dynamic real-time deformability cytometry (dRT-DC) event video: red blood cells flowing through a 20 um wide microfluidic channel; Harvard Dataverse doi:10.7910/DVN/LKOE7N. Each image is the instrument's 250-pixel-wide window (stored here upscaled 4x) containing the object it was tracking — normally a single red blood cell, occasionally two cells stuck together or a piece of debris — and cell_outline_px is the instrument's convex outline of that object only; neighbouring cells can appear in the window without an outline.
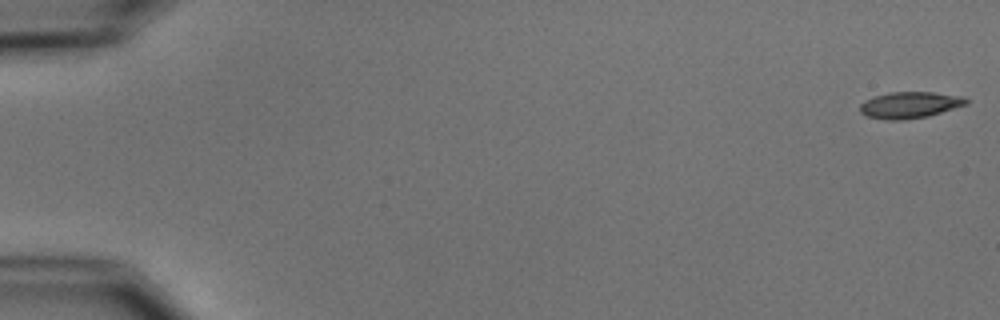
{"species": "common noctule bat (a hibernating species)", "species_latin": "Nyctalus noctula", "temperature_condition": "cold", "stored_images_in_passage": 6, "camera_frame_rate_fps": 3000, "um_per_image_px": 0.085, "animal": {"sex": "male", "body_mass_g": 15.6}, "frame": {"image": 1, "passage_image": 1, "time_ms": 0.0, "image_size_px": [1000, 320], "cell_outline_px": [[968, 104], [928, 116], [904, 120], [884, 120], [868, 116], [860, 112], [860, 104], [864, 100], [872, 96], [888, 92], [932, 92], [964, 96], [968, 100]], "centroid_in_image_um": [77.32, 8.92], "position_along_channel_um": 7.7, "area_um2": 16.53}}